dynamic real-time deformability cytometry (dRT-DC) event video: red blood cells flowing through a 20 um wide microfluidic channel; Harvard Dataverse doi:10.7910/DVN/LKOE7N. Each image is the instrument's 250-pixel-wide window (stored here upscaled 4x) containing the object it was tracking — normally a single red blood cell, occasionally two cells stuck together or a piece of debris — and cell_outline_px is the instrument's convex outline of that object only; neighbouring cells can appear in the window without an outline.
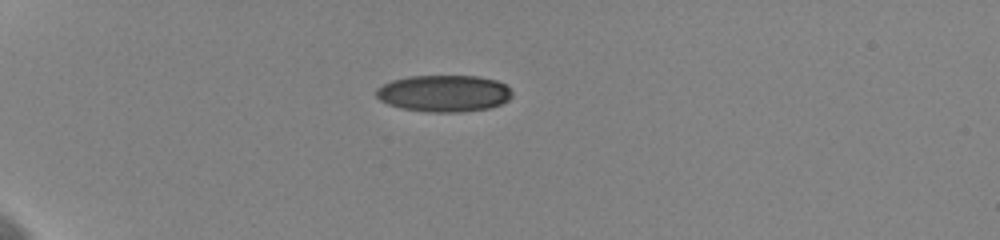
{"species": "human", "species_latin": "Homo sapiens", "temperature_condition": "cold", "stored_images_in_passage": 42, "camera_frame_rate_fps": 3000, "um_per_image_px": 0.085, "donor": {"sex": "female"}, "frame": {"image": 1, "passage_image": 1, "time_ms": 0.0, "image_size_px": [1000, 240], "cell_outline_px": [[512, 96], [508, 100], [500, 104], [488, 108], [460, 112], [428, 112], [400, 108], [388, 104], [380, 100], [376, 96], [376, 88], [392, 80], [408, 76], [480, 76], [496, 80], [504, 84], [512, 92]], "centroid_in_image_um": [37.72, 7.93], "position_along_channel_um": 47.3, "area_um2": 29.13}}
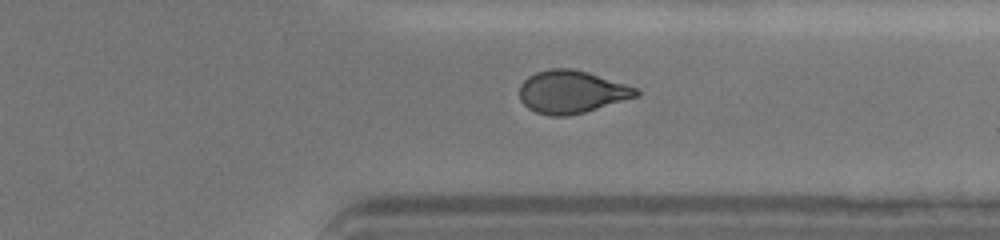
{"frame": {"image": 2, "passage_image": 31, "time_ms": 10.0, "image_size_px": [1000, 240], "cell_outline_px": [[640, 96], [584, 112], [568, 116], [548, 116], [536, 112], [528, 108], [520, 100], [520, 84], [528, 76], [536, 72], [548, 68], [572, 68], [588, 72], [636, 88], [640, 92]], "centroid_in_image_um": [48.56, 7.81], "position_along_channel_um": 362.8, "area_um2": 29.07}}
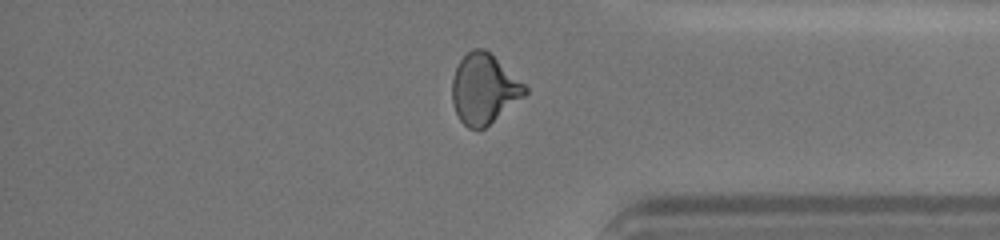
{"frame": {"image": 3, "passage_image": 34, "time_ms": 11.0, "image_size_px": [1000, 240], "cell_outline_px": [[528, 92], [524, 96], [484, 128], [468, 128], [460, 120], [452, 104], [452, 80], [456, 68], [460, 60], [472, 48], [484, 48], [524, 84], [528, 88]], "centroid_in_image_um": [41.11, 7.56], "position_along_channel_um": 394.1, "area_um2": 29.13}, "authors_computed_cell_mechanics": {"area_um2": 29.5936, "velocity_mm_per_s": 3.6235, "shape_relaxation_time_tau1_ms": null, "shape_relaxation_time_tau2_ms": 2.0096, "deformation_change_tau1": null, "deformation_change_tau2": 0.0754}}